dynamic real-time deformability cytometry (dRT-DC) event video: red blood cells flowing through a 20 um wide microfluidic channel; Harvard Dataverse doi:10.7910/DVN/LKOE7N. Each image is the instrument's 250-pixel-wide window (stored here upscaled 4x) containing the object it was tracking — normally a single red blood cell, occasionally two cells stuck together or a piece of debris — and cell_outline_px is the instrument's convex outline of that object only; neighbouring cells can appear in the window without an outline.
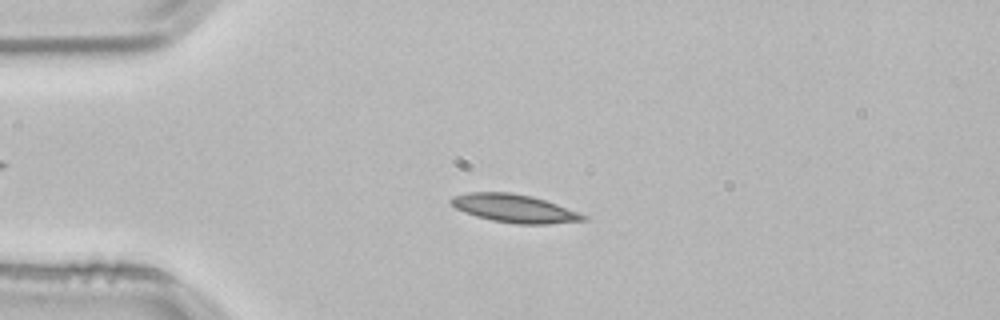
{"species": "common noctule bat (a hibernating species)", "species_latin": "Nyctalus noctula", "temperature_condition": "room temperature", "stored_images_in_passage": 3, "camera_frame_rate_fps": 3000, "um_per_image_px": 0.085, "animal": {"sex": "male", "body_mass_g": 21.5, "forearm_length_mm": 52.0}, "frame": {"image": 1, "passage_image": 2, "time_ms": 0.333, "image_size_px": [1000, 320], "cell_outline_px": [[588, 220], [548, 224], [516, 224], [492, 220], [476, 216], [464, 212], [456, 208], [448, 200], [452, 196], [468, 192], [512, 192], [532, 196], [556, 204], [588, 216]], "centroid_in_image_um": [43.7, 17.71], "position_along_channel_um": 41.3, "area_um2": 21.68}}
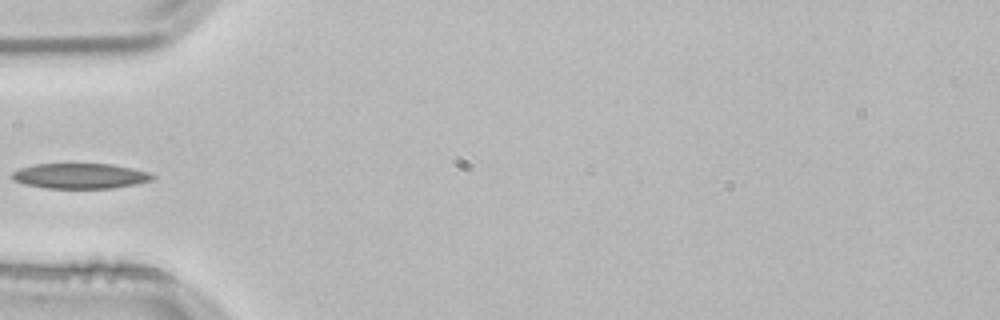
{"frame": {"image": 2, "passage_image": 3, "time_ms": 0.667, "image_size_px": [1000, 320], "cell_outline_px": [[156, 176], [152, 180], [136, 184], [112, 188], [44, 188], [24, 184], [12, 180], [12, 172], [20, 168], [32, 164], [112, 164], [132, 168], [148, 172]], "centroid_in_image_um": [6.79, 14.95], "position_along_channel_um": 78.2, "area_um2": 20.75}}